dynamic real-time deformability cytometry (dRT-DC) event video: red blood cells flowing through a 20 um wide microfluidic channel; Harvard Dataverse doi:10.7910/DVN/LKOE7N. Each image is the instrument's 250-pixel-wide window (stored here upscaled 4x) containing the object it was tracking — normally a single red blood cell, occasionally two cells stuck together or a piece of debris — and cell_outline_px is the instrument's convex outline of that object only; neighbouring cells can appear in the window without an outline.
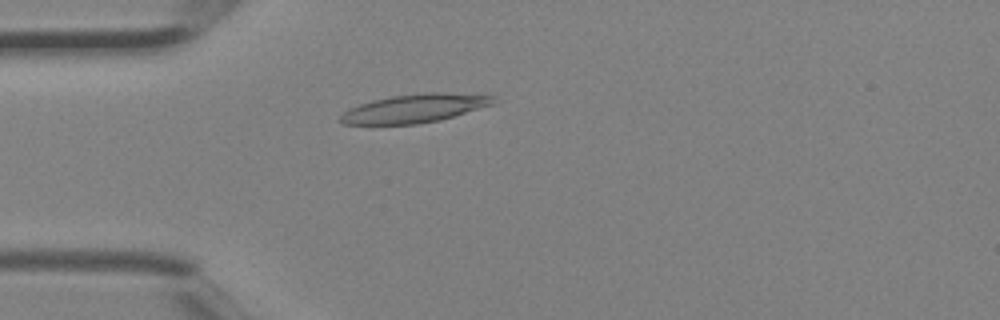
{"species": "Egyptian fruit bat (a non-hibernating species)", "species_latin": "Rousettus aegyptiacus", "temperature_condition": "room temperature", "stored_images_in_passage": 2, "camera_frame_rate_fps": 3000, "um_per_image_px": 0.085, "animal": {"sex": "female"}, "frame": {"image": 1, "passage_image": 2, "time_ms": 0.333, "image_size_px": [1000, 320], "cell_outline_px": [[496, 96], [492, 104], [440, 120], [416, 124], [344, 124], [340, 120], [340, 116], [348, 108], [372, 100], [392, 96], [424, 92], [444, 92]], "centroid_in_image_um": [35.22, 9.2], "position_along_channel_um": 49.8, "area_um2": 25.14}}